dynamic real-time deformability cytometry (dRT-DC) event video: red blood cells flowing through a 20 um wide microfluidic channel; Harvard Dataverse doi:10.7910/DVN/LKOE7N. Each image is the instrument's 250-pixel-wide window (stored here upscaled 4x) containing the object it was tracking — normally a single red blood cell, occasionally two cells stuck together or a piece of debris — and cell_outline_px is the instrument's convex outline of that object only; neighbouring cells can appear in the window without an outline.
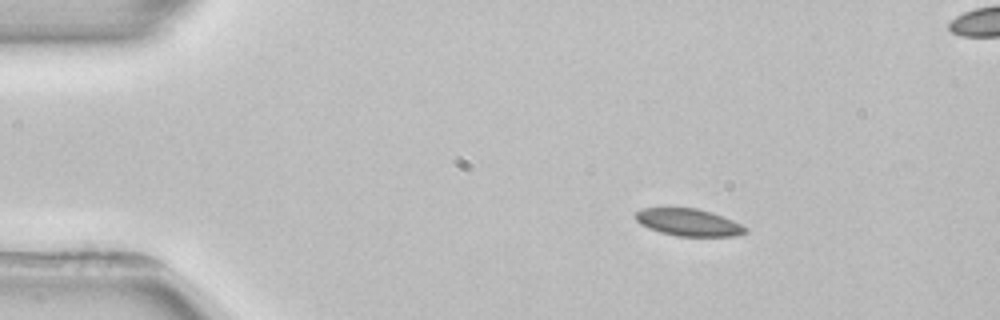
{"species": "common noctule bat (a hibernating species)", "species_latin": "Nyctalus noctula", "temperature_condition": "room temperature", "stored_images_in_passage": 3, "camera_frame_rate_fps": 3000, "um_per_image_px": 0.085, "animal": {"sex": "female", "body_mass_g": 22.7, "forearm_length_mm": 54.2}, "frame": {"image": 1, "passage_image": 1, "time_ms": 0.0, "image_size_px": [1000, 320], "cell_outline_px": [[748, 232], [736, 236], [676, 236], [660, 232], [648, 228], [640, 224], [636, 220], [636, 212], [644, 208], [696, 208], [712, 212], [732, 220], [748, 228]], "centroid_in_image_um": [58.54, 18.91], "position_along_channel_um": 26.5, "area_um2": 17.4}}